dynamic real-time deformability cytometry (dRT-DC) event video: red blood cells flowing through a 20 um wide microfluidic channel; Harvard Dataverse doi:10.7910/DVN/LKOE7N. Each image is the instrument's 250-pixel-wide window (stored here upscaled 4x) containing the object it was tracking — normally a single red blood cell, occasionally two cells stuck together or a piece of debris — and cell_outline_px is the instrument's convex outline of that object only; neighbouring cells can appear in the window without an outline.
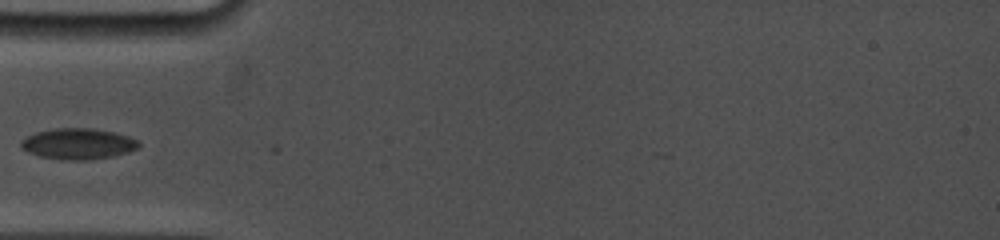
{"species": "common noctule bat (a hibernating species)", "species_latin": "Nyctalus noctula", "temperature_condition": "cold", "stored_images_in_passage": 8, "camera_frame_rate_fps": 5000, "um_per_image_px": 0.085, "animal": {"sex": "female", "body_mass_g": 19.0, "forearm_length_mm": 53.3}, "frame": {"image": 1, "passage_image": 4, "time_ms": 1.2, "image_size_px": [1000, 240], "cell_outline_px": [[140, 148], [128, 152], [112, 156], [92, 160], [64, 160], [40, 156], [28, 152], [20, 148], [20, 140], [36, 132], [56, 128], [92, 128], [116, 132], [140, 140]], "centroid_in_image_um": [6.67, 12.22], "position_along_channel_um": 78.3, "area_um2": 21.5}}